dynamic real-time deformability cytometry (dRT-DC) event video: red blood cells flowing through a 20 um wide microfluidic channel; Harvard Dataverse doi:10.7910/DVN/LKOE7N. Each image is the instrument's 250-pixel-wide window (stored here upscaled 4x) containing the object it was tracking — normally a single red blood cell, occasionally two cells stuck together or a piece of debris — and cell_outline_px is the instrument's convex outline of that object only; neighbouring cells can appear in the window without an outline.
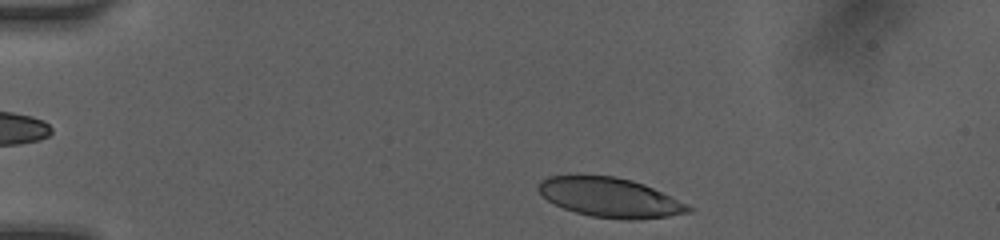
{"species": "human", "species_latin": "Homo sapiens", "temperature_condition": "room temperature", "stored_images_in_passage": 29, "camera_frame_rate_fps": 3000, "um_per_image_px": 0.085, "donor": {"sex": "female"}, "frame": {"image": 1, "passage_image": 2, "time_ms": 0.333, "image_size_px": [1000, 240], "cell_outline_px": [[692, 212], [668, 216], [636, 220], [624, 220], [592, 216], [576, 212], [564, 208], [548, 200], [536, 188], [536, 184], [540, 180], [548, 176], [616, 176], [632, 180], [644, 184], [688, 204], [692, 208]], "centroid_in_image_um": [51.86, 16.79], "position_along_channel_um": 33.1, "area_um2": 34.33}}
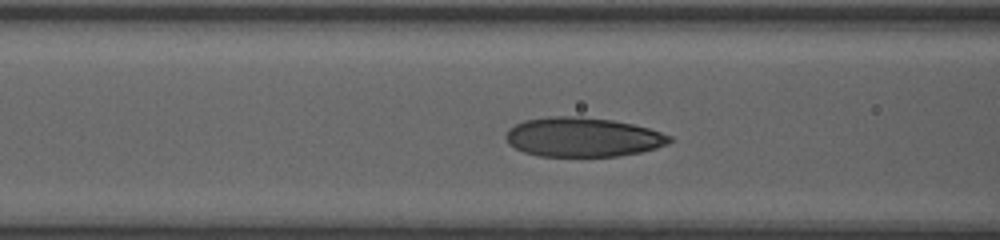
{"frame": {"image": 2, "passage_image": 20, "time_ms": 4.0, "image_size_px": [1000, 240], "cell_outline_px": [[672, 140], [668, 144], [656, 148], [640, 152], [620, 156], [540, 156], [524, 152], [508, 144], [504, 136], [508, 128], [524, 120], [548, 116], [580, 116], [612, 120], [632, 124], [648, 128], [672, 136]], "centroid_in_image_um": [49.51, 11.65], "position_along_channel_um": 117.1, "area_um2": 37.69}}
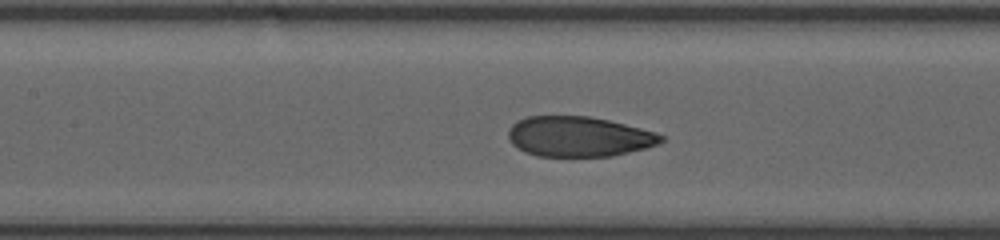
{"frame": {"image": 3, "passage_image": 25, "time_ms": 5.0, "image_size_px": [1000, 240], "cell_outline_px": [[664, 140], [656, 144], [644, 148], [612, 156], [536, 156], [524, 152], [512, 144], [508, 136], [508, 128], [516, 120], [528, 116], [588, 116], [608, 120], [640, 128], [664, 136]], "centroid_in_image_um": [49.13, 11.6], "position_along_channel_um": 158.3, "area_um2": 35.6}}